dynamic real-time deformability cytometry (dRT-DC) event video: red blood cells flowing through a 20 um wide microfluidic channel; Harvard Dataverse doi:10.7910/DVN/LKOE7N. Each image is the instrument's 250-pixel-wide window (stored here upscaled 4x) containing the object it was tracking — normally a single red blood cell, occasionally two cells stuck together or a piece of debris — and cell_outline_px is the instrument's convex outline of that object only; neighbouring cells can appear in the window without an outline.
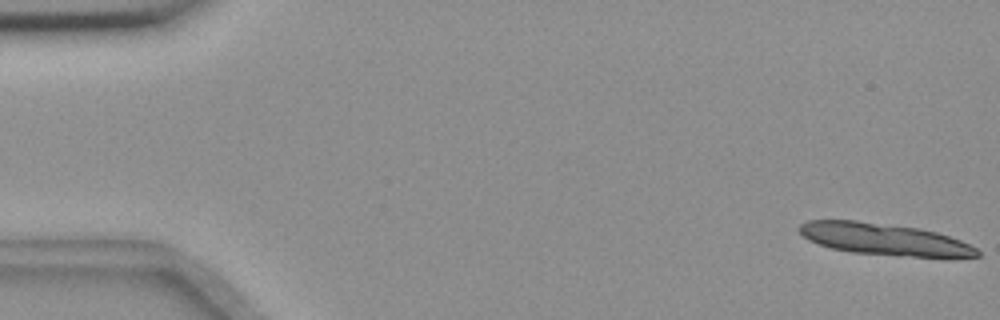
{"species": "common noctule bat (a hibernating species)", "species_latin": "Nyctalus noctula", "temperature_condition": "room temperature", "stored_images_in_passage": 15, "camera_frame_rate_fps": 3000, "um_per_image_px": 0.085, "animal": {"sex": "female", "body_mass_g": 18.4}, "frame": {"image": 1, "passage_image": 1, "time_ms": 0.0, "image_size_px": [1000, 320], "cell_outline_px": [[980, 256], [900, 256], [852, 252], [832, 248], [808, 240], [796, 228], [800, 224], [808, 220], [856, 220], [920, 228], [936, 232], [960, 240], [976, 248], [980, 252]], "centroid_in_image_um": [75.1, 20.31], "position_along_channel_um": 9.9, "area_um2": 32.6}}